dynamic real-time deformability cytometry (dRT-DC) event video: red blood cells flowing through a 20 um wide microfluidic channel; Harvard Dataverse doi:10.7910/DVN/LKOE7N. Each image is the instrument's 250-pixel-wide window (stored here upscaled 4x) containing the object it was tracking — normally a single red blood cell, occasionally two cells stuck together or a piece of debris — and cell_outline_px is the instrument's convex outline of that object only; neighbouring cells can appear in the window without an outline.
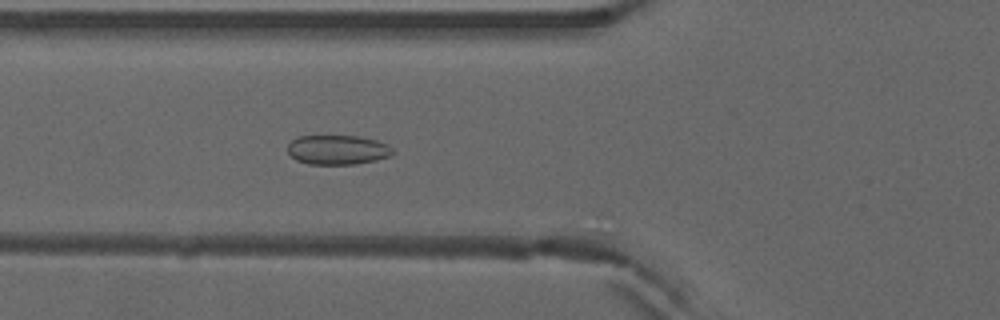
{"species": "common noctule bat (a hibernating species)", "species_latin": "Nyctalus noctula", "temperature_condition": "warm", "stored_images_in_passage": 5, "camera_frame_rate_fps": 3000, "um_per_image_px": 0.085, "animal": {"sex": "male", "forearm_length_mm": 52.5}, "frame": {"image": 1, "passage_image": 5, "time_ms": 1.333, "image_size_px": [1000, 320], "cell_outline_px": [[392, 156], [376, 160], [356, 164], [308, 164], [296, 160], [288, 152], [288, 144], [292, 140], [300, 136], [360, 136], [376, 140], [388, 144], [392, 148]], "centroid_in_image_um": [28.71, 12.73], "position_along_channel_um": 97.1, "area_um2": 18.09}}